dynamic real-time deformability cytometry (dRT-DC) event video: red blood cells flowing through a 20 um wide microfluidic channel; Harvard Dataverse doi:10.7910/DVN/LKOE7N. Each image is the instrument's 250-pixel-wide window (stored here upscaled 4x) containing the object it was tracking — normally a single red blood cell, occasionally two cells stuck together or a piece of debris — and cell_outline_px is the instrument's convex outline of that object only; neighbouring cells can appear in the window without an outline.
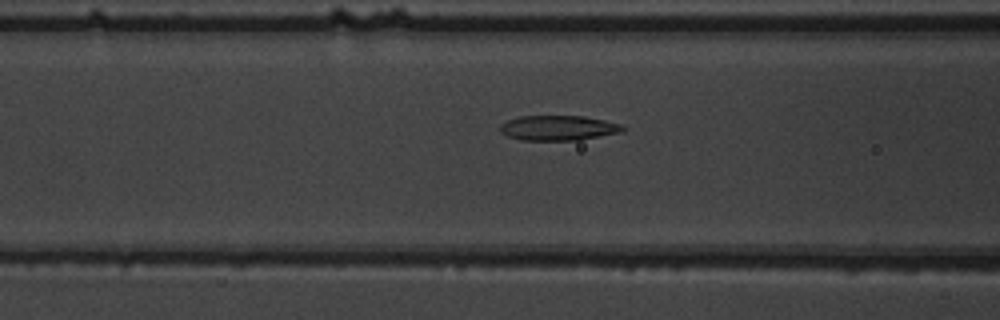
{"species": "common noctule bat (a hibernating species)", "species_latin": "Nyctalus noctula", "temperature_condition": "warm", "stored_images_in_passage": 39, "camera_frame_rate_fps": 3000, "um_per_image_px": 0.085, "animal": {"sex": "male", "body_mass_g": 19.5, "forearm_length_mm": 54.6}, "frame": {"image": 1, "passage_image": 7, "time_ms": 2.0, "image_size_px": [1000, 320], "cell_outline_px": [[624, 128], [620, 132], [576, 140], [520, 140], [508, 136], [500, 132], [500, 124], [508, 120], [520, 116], [584, 116], [604, 120], [620, 124]], "centroid_in_image_um": [47.4, 10.87], "position_along_channel_um": 119.2, "area_um2": 17.63}}
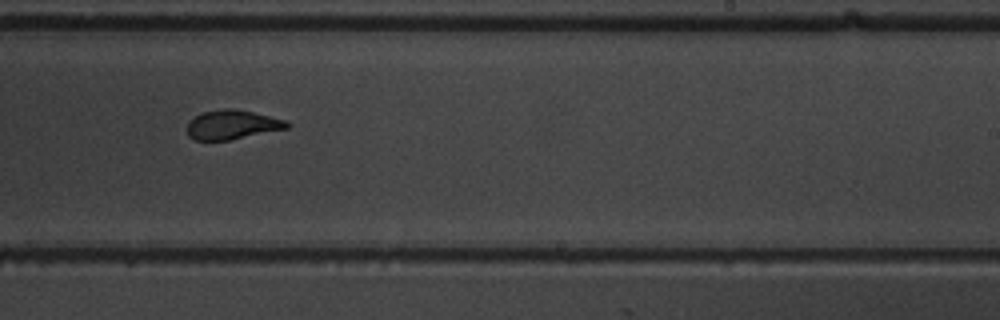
{"frame": {"image": 2, "passage_image": 19, "time_ms": 6.0, "image_size_px": [1000, 320], "cell_outline_px": [[292, 124], [288, 128], [228, 140], [196, 140], [188, 136], [188, 124], [196, 116], [204, 112], [224, 108], [236, 108], [284, 120]], "centroid_in_image_um": [19.75, 10.6], "position_along_channel_um": 269.3, "area_um2": 16.7}}
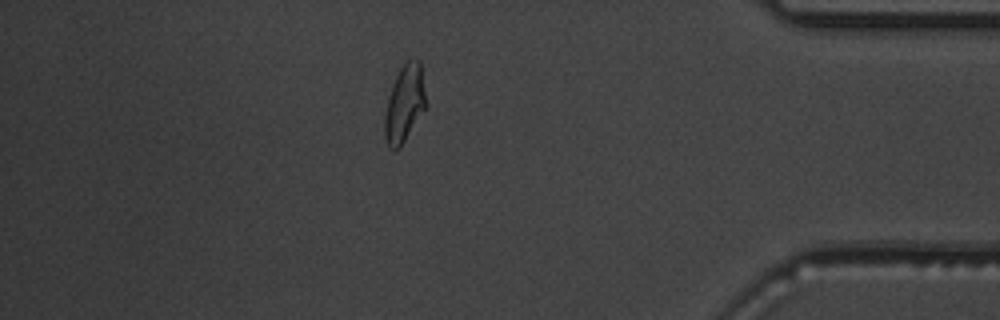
{"frame": {"image": 3, "passage_image": 32, "time_ms": 10.333, "image_size_px": [1000, 320], "cell_outline_px": [[428, 104], [400, 148], [388, 148], [384, 136], [384, 116], [388, 100], [396, 76], [400, 68], [408, 60], [420, 60]], "centroid_in_image_um": [34.41, 8.83], "position_along_channel_um": 400.8, "area_um2": 18.5}, "authors_computed_cell_mechanics": {"area_um2": 18.0914, "velocity_mm_per_s": 3.7608, "shape_relaxation_time_tau1_ms": null, "shape_relaxation_time_tau2_ms": 1.5567, "deformation_change_tau1": null, "deformation_change_tau2": 0.095}}